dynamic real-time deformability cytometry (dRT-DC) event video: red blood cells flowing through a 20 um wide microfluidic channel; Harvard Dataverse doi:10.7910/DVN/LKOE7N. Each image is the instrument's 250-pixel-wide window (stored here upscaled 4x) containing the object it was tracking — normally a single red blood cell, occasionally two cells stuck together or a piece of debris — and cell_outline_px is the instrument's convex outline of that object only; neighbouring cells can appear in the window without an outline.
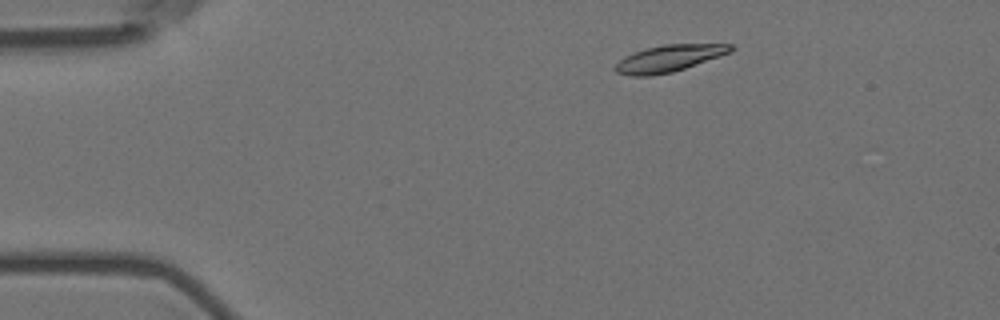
{"species": "Egyptian fruit bat (a non-hibernating species)", "species_latin": "Rousettus aegyptiacus", "temperature_condition": "room temperature", "stored_images_in_passage": 3, "camera_frame_rate_fps": 3000, "um_per_image_px": 0.085, "animal": {"sex": "female"}, "frame": {"image": 1, "passage_image": 1, "time_ms": 0.0, "image_size_px": [1000, 320], "cell_outline_px": [[736, 48], [732, 52], [672, 72], [648, 76], [628, 76], [616, 72], [612, 68], [624, 56], [648, 48], [664, 44], [732, 44]], "centroid_in_image_um": [56.86, 4.96], "position_along_channel_um": 28.1, "area_um2": 17.92}}